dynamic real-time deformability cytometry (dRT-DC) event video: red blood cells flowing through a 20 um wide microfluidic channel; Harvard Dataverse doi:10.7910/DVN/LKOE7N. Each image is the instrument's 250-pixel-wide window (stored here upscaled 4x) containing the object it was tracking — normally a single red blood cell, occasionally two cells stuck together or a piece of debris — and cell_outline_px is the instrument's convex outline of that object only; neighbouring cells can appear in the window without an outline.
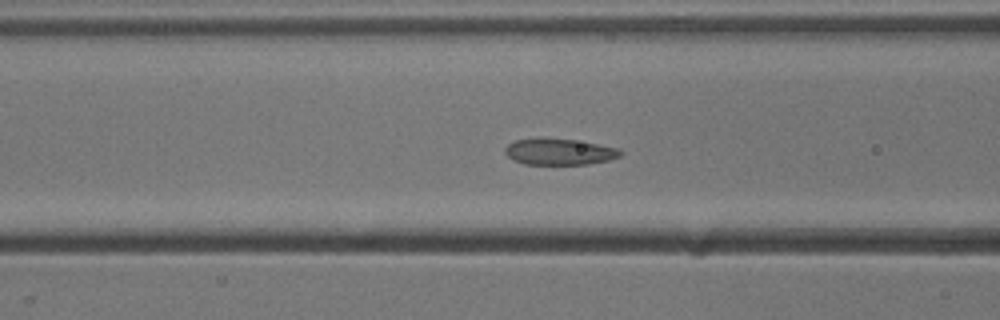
{"species": "common noctule bat (a hibernating species)", "species_latin": "Nyctalus noctula", "temperature_condition": "cold", "stored_images_in_passage": 55, "camera_frame_rate_fps": 3000, "um_per_image_px": 0.085, "animal": {"sex": "male", "body_mass_g": 13.3}, "frame": {"image": 1, "passage_image": 22, "time_ms": 7.0, "image_size_px": [1000, 320], "cell_outline_px": [[624, 152], [620, 156], [608, 160], [588, 164], [524, 164], [512, 160], [504, 152], [504, 148], [508, 144], [516, 140], [544, 136], [572, 140], [620, 148]], "centroid_in_image_um": [47.51, 12.88], "position_along_channel_um": 119.1, "area_um2": 17.92}}
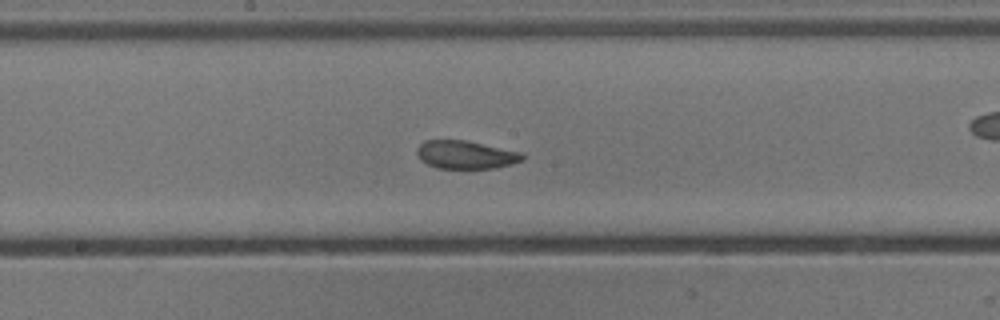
{"frame": {"image": 2, "passage_image": 29, "time_ms": 9.333, "image_size_px": [1000, 320], "cell_outline_px": [[524, 160], [512, 164], [496, 168], [436, 168], [420, 160], [416, 152], [416, 148], [424, 140], [464, 140], [524, 152]], "centroid_in_image_um": [39.6, 13.15], "position_along_channel_um": 208.6, "area_um2": 17.46}}
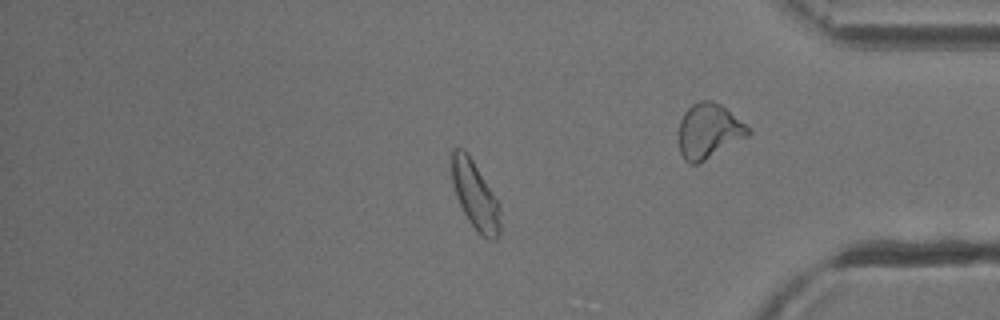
{"frame": {"image": 3, "passage_image": 46, "time_ms": 15.0, "image_size_px": [1000, 320], "cell_outline_px": [[500, 236], [496, 240], [488, 240], [468, 220], [456, 196], [452, 184], [452, 148], [464, 148], [468, 152], [500, 204]], "centroid_in_image_um": [40.4, 16.58], "position_along_channel_um": 394.8, "area_um2": 19.19}, "authors_computed_cell_mechanics": {"area_um2": 19.1896, "velocity_mm_per_s": 3.8289, "shape_relaxation_time_tau1_ms": 4.5811, "shape_relaxation_time_tau2_ms": 2.0205, "deformation_change_tau1": 0.135, "deformation_change_tau2": 0.0722}}